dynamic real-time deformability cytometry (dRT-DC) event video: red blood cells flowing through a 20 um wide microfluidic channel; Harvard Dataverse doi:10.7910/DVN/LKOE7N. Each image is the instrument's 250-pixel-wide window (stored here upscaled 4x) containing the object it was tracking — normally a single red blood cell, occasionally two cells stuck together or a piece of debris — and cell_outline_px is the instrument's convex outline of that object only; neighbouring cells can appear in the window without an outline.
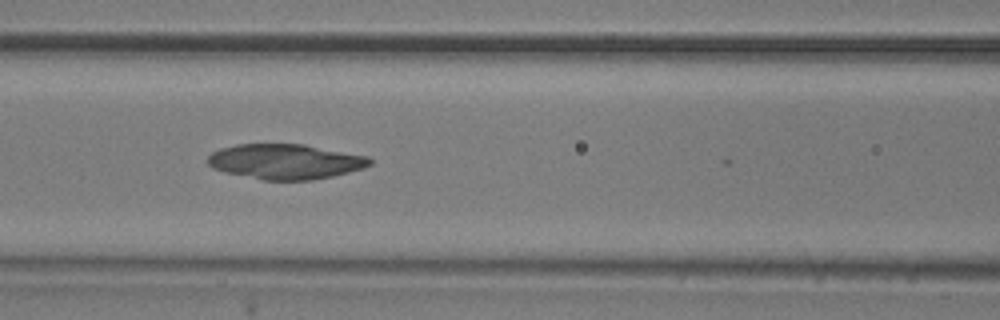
{"species": "common noctule bat (a hibernating species)", "species_latin": "Nyctalus noctula", "temperature_condition": "room temperature", "stored_images_in_passage": 4, "camera_frame_rate_fps": 3000, "um_per_image_px": 0.085, "animal": {"sex": "male", "body_mass_g": 20.5, "forearm_length_mm": 52.5}, "frame": {"image": 1, "passage_image": 4, "time_ms": 3.333, "image_size_px": [1000, 320], "cell_outline_px": [[372, 164], [364, 168], [332, 176], [312, 180], [264, 180], [228, 172], [212, 168], [208, 164], [208, 156], [212, 152], [220, 148], [236, 144], [304, 144], [368, 156], [372, 160]], "centroid_in_image_um": [24.28, 13.72], "position_along_channel_um": 142.3, "area_um2": 33.06}}